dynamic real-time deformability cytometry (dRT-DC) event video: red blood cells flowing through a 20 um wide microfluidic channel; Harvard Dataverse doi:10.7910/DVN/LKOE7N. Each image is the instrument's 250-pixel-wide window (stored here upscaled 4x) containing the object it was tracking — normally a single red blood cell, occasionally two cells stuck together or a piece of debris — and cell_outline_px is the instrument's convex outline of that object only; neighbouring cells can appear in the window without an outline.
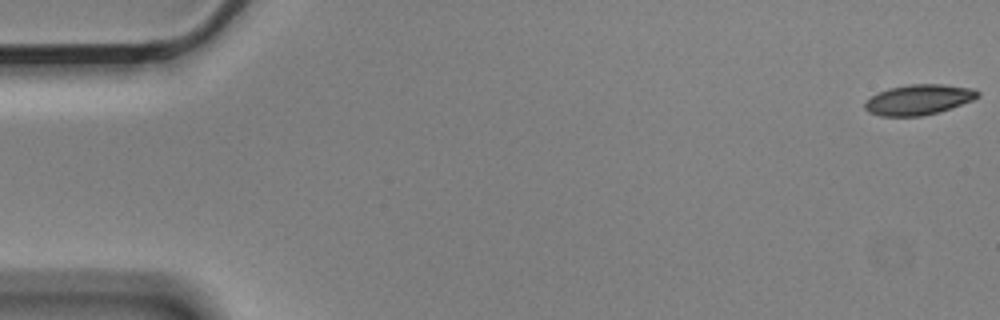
{"species": "Egyptian fruit bat (a non-hibernating species)", "species_latin": "Rousettus aegyptiacus", "temperature_condition": "cold", "stored_images_in_passage": 10, "camera_frame_rate_fps": 3000, "um_per_image_px": 0.085, "animal": {"sex": "male"}, "frame": {"image": 1, "passage_image": 1, "time_ms": 0.0, "image_size_px": [1000, 320], "cell_outline_px": [[980, 96], [972, 100], [952, 108], [940, 112], [920, 116], [880, 116], [868, 112], [864, 108], [864, 104], [872, 96], [888, 88], [908, 84], [944, 84], [972, 88], [980, 92]], "centroid_in_image_um": [78.1, 8.47], "position_along_channel_um": 6.9, "area_um2": 20.0}}
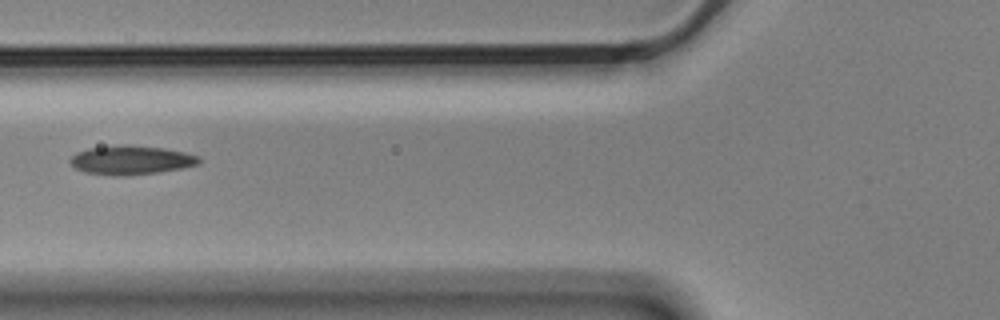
{"frame": {"image": 2, "passage_image": 6, "time_ms": 1.667, "image_size_px": [1000, 320], "cell_outline_px": [[200, 164], [160, 172], [128, 176], [116, 176], [84, 172], [76, 168], [68, 160], [76, 152], [88, 148], [124, 144], [128, 144], [164, 148], [184, 152], [200, 156]], "centroid_in_image_um": [11.14, 13.6], "position_along_channel_um": 114.7, "area_um2": 21.96}}
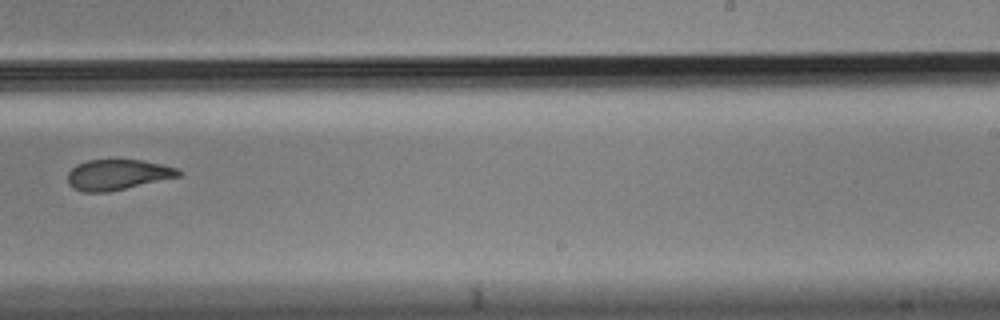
{"frame": {"image": 3, "passage_image": 10, "time_ms": 3.0, "image_size_px": [1000, 320], "cell_outline_px": [[180, 176], [108, 192], [84, 192], [72, 188], [68, 184], [68, 172], [76, 164], [88, 160], [144, 160], [176, 168], [180, 172]], "centroid_in_image_um": [9.94, 14.85], "position_along_channel_um": 279.1, "area_um2": 19.54}}